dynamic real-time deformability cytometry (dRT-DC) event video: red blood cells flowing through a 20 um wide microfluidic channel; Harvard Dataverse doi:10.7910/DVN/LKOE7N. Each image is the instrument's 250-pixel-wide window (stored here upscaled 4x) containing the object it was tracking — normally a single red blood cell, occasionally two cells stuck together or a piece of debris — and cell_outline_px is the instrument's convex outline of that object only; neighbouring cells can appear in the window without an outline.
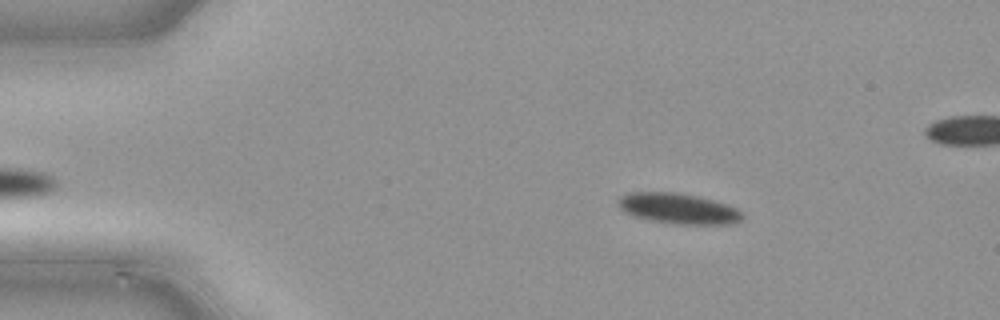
{"species": "common noctule bat (a hibernating species)", "species_latin": "Nyctalus noctula", "temperature_condition": "cold", "stored_images_in_passage": 47, "segment_of_instrument_passage": [1, 2], "camera_frame_rate_fps": 3000, "um_per_image_px": 0.085, "animal": {"sex": "male", "body_mass_g": 21.5, "forearm_length_mm": 52.0}, "frame": {"image": 1, "passage_image": 6, "time_ms": 1.667, "image_size_px": [1000, 320], "cell_outline_px": [[744, 220], [736, 224], [680, 224], [648, 220], [624, 212], [616, 204], [616, 200], [620, 196], [628, 192], [676, 192], [696, 196], [712, 200], [736, 208], [744, 212]], "centroid_in_image_um": [57.66, 17.73], "position_along_channel_um": 27.3, "area_um2": 22.31}}
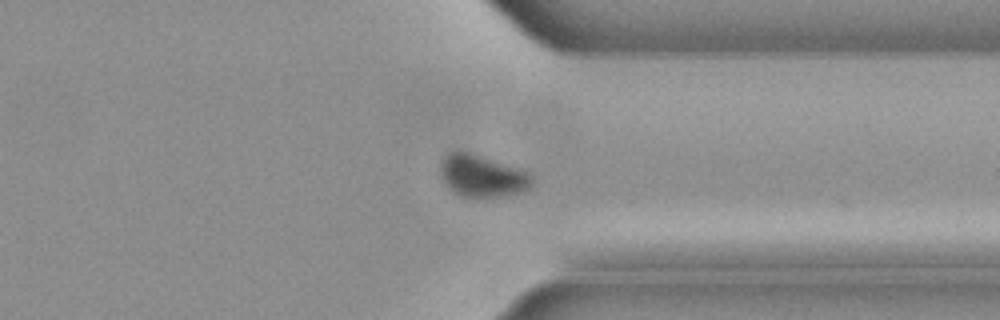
{"frame": {"image": 2, "passage_image": 35, "time_ms": 11.333, "image_size_px": [1000, 320], "cell_outline_px": [[532, 188], [524, 192], [484, 200], [460, 196], [452, 192], [444, 184], [440, 176], [440, 164], [444, 156], [452, 148], [456, 148], [528, 172], [532, 176]], "centroid_in_image_um": [40.93, 14.99], "position_along_channel_um": 370.5, "area_um2": 23.29}}
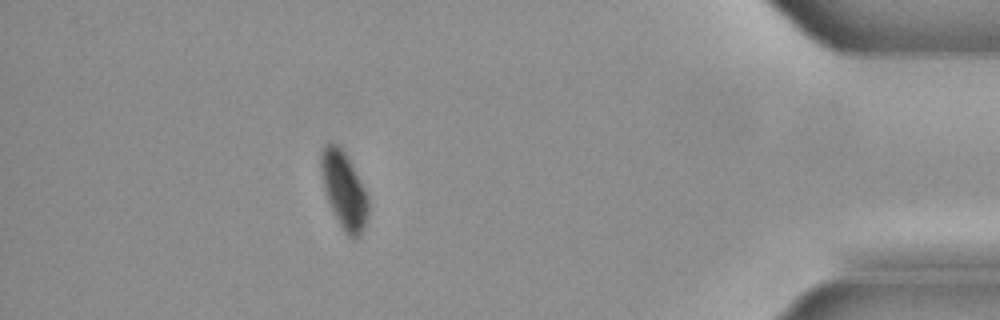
{"frame": {"image": 3, "passage_image": 41, "time_ms": 13.333, "image_size_px": [1000, 320], "cell_outline_px": [[368, 216], [364, 228], [360, 236], [352, 240], [344, 232], [324, 192], [320, 172], [320, 152], [324, 144], [336, 144], [344, 152], [352, 164], [368, 196]], "centroid_in_image_um": [29.23, 16.17], "position_along_channel_um": 406.0, "area_um2": 21.15}}